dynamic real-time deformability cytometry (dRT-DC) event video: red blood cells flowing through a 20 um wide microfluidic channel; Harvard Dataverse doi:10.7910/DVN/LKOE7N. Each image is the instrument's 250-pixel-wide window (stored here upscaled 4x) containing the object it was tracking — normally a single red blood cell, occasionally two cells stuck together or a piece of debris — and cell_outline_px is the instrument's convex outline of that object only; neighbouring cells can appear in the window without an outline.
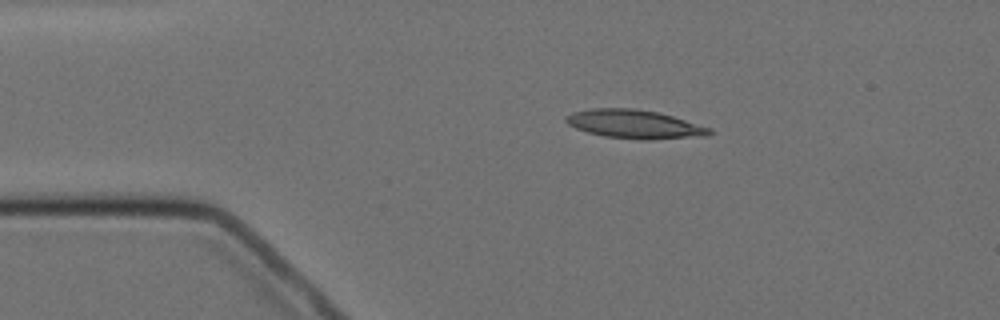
{"species": "Egyptian fruit bat (a non-hibernating species)", "species_latin": "Rousettus aegyptiacus", "temperature_condition": "cold", "stored_images_in_passage": 14, "camera_frame_rate_fps": 3000, "um_per_image_px": 0.085, "animal": {"sex": "female"}, "frame": {"image": 1, "passage_image": 2, "time_ms": 2.0, "image_size_px": [1000, 320], "cell_outline_px": [[712, 132], [708, 136], [648, 140], [640, 140], [604, 136], [588, 132], [576, 128], [568, 124], [564, 120], [564, 116], [572, 112], [592, 108], [636, 108], [656, 112], [672, 116], [712, 128]], "centroid_in_image_um": [53.93, 10.56], "position_along_channel_um": 31.1, "area_um2": 24.1}}
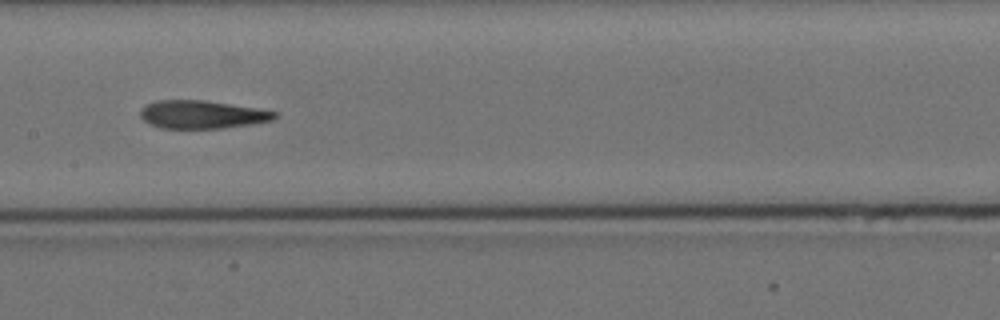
{"frame": {"image": 2, "passage_image": 7, "time_ms": 7.667, "image_size_px": [1000, 320], "cell_outline_px": [[280, 116], [272, 120], [224, 128], [160, 128], [144, 120], [140, 116], [140, 108], [156, 100], [204, 100], [256, 108], [280, 112]], "centroid_in_image_um": [17.19, 9.73], "position_along_channel_um": 190.2, "area_um2": 21.91}}
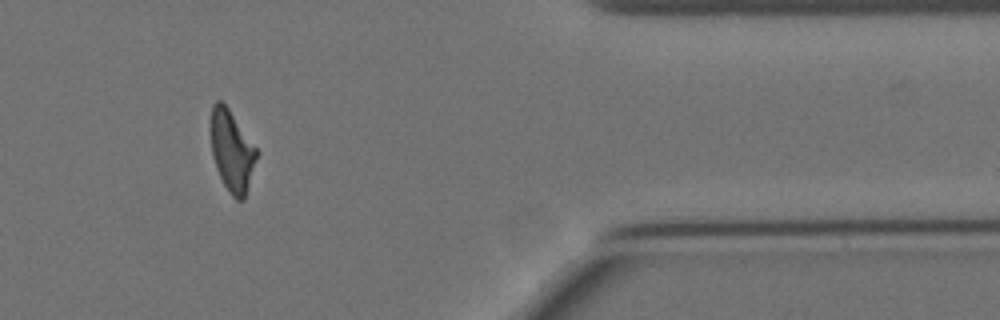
{"frame": {"image": 3, "passage_image": 12, "time_ms": 14.333, "image_size_px": [1000, 320], "cell_outline_px": [[260, 152], [244, 200], [236, 200], [232, 196], [224, 184], [216, 168], [212, 156], [208, 128], [208, 124], [212, 104], [216, 100], [220, 100], [228, 108]], "centroid_in_image_um": [19.68, 12.79], "position_along_channel_um": 391.7, "area_um2": 22.37}, "authors_computed_cell_mechanics": {"area_um2": 22.4264, "velocity_mm_per_s": 3.4847, "shape_relaxation_time_tau1_ms": 10.2977, "shape_relaxation_time_tau2_ms": 5.241, "deformation_change_tau1": 0.2584, "deformation_change_tau2": 0.161}}